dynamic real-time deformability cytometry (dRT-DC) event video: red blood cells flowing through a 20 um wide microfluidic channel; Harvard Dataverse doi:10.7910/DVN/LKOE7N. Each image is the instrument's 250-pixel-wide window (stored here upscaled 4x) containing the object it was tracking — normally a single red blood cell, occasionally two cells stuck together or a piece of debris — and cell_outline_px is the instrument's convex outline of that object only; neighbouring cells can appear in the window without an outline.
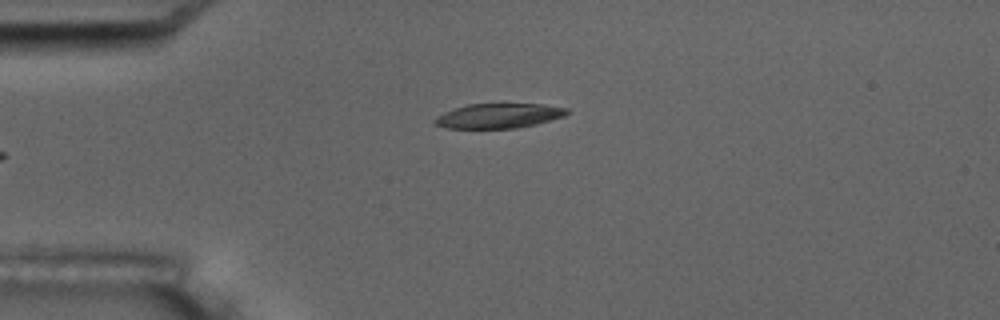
{"species": "common noctule bat (a hibernating species)", "species_latin": "Nyctalus noctula", "temperature_condition": "room temperature", "stored_images_in_passage": 6, "camera_frame_rate_fps": 3000, "um_per_image_px": 0.085, "animal": {"sex": "male", "body_mass_g": 17.5, "forearm_length_mm": 52.3}, "frame": {"image": 1, "passage_image": 6, "time_ms": 6.667, "image_size_px": [1000, 320], "cell_outline_px": [[568, 112], [564, 116], [536, 124], [516, 128], [444, 128], [432, 124], [432, 120], [436, 116], [444, 112], [468, 104], [544, 104], [568, 108]], "centroid_in_image_um": [42.35, 9.85], "position_along_channel_um": 42.7, "area_um2": 19.07}}